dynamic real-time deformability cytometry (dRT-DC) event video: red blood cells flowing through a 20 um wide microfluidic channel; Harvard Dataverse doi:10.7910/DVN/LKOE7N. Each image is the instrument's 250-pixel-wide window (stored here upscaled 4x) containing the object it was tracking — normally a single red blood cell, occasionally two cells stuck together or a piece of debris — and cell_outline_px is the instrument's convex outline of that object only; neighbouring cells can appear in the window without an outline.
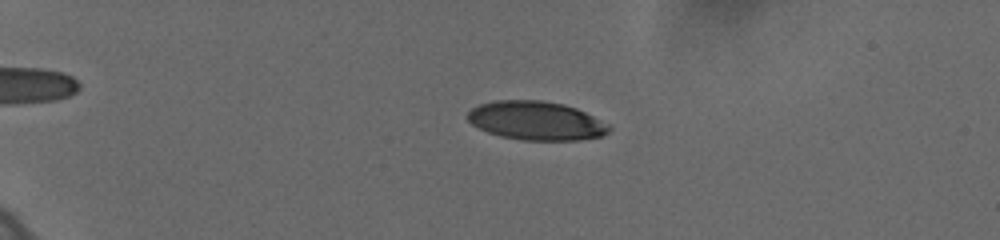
{"species": "human", "species_latin": "Homo sapiens", "temperature_condition": "cold", "stored_images_in_passage": 56, "camera_frame_rate_fps": 3000, "um_per_image_px": 0.085, "donor": {"sex": "female"}, "frame": {"image": 1, "passage_image": 12, "time_ms": 3.667, "image_size_px": [1000, 240], "cell_outline_px": [[612, 128], [608, 132], [600, 136], [580, 140], [524, 140], [500, 136], [488, 132], [472, 124], [468, 120], [468, 112], [472, 108], [480, 104], [496, 100], [540, 100], [564, 104], [576, 108], [608, 124]], "centroid_in_image_um": [45.57, 10.26], "position_along_channel_um": 39.4, "area_um2": 31.73}}
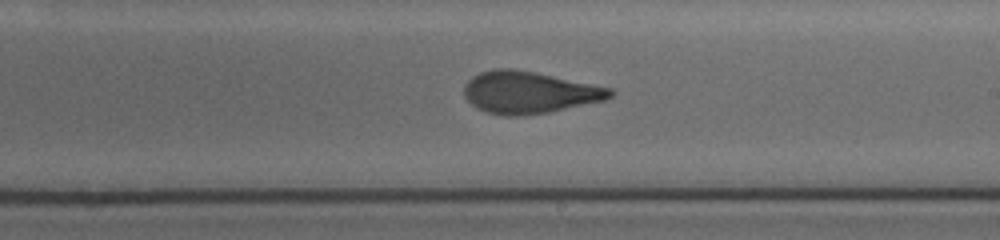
{"frame": {"image": 2, "passage_image": 35, "time_ms": 11.333, "image_size_px": [1000, 240], "cell_outline_px": [[616, 92], [612, 96], [604, 100], [548, 112], [520, 116], [504, 116], [488, 112], [476, 108], [464, 96], [464, 84], [472, 76], [480, 72], [496, 68], [512, 68], [536, 72], [612, 88]], "centroid_in_image_um": [44.96, 7.84], "position_along_channel_um": 244.0, "area_um2": 35.78}}
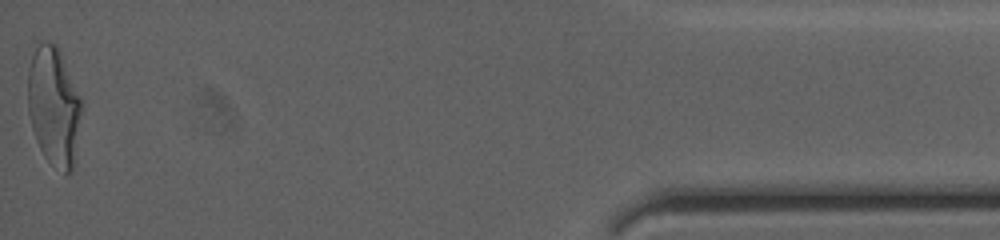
{"frame": {"image": 3, "passage_image": 56, "time_ms": 18.333, "image_size_px": [1000, 240], "cell_outline_px": [[84, 104], [72, 172], [64, 172], [48, 160], [44, 156], [36, 140], [32, 128], [28, 112], [28, 68], [32, 56], [40, 40], [44, 40], [56, 44], [60, 52]], "centroid_in_image_um": [4.59, 9.01], "position_along_channel_um": 430.6, "area_um2": 37.28}, "authors_computed_cell_mechanics": {"area_um2": 35.3736, "velocity_mm_per_s": 3.6378, "shape_relaxation_time_tau1_ms": 7.7275, "shape_relaxation_time_tau2_ms": 1.1421, "deformation_change_tau1": 0.2515, "deformation_change_tau2": 0.085}}